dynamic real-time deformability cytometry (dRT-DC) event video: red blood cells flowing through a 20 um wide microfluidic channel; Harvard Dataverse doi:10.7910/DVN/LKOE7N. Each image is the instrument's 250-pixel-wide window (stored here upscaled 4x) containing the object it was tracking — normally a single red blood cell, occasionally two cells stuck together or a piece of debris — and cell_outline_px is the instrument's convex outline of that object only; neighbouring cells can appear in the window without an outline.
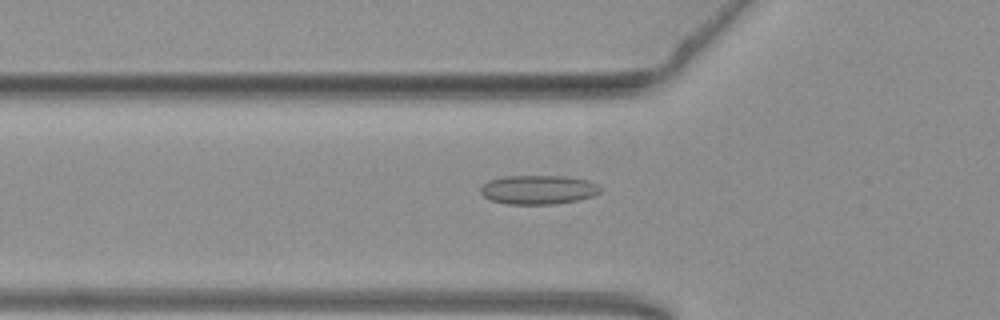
{"species": "common noctule bat (a hibernating species)", "species_latin": "Nyctalus noctula", "temperature_condition": "warm", "stored_images_in_passage": 54, "camera_frame_rate_fps": 3000, "um_per_image_px": 0.085, "animal": {"sex": "female", "body_mass_g": 19.3, "forearm_length_mm": 54.1}, "frame": {"image": 1, "passage_image": 19, "time_ms": 6.0, "image_size_px": [1000, 320], "cell_outline_px": [[604, 188], [600, 192], [592, 196], [576, 200], [552, 204], [508, 204], [492, 200], [484, 196], [480, 192], [480, 188], [488, 180], [504, 176], [568, 176], [588, 180], [600, 184]], "centroid_in_image_um": [45.8, 16.11], "position_along_channel_um": 80.0, "area_um2": 20.4}}
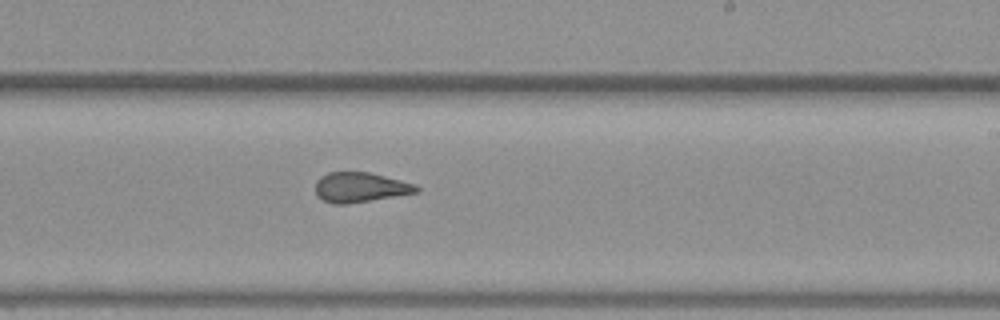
{"frame": {"image": 2, "passage_image": 33, "time_ms": 10.667, "image_size_px": [1000, 320], "cell_outline_px": [[420, 192], [348, 204], [332, 204], [316, 196], [316, 180], [320, 176], [328, 172], [368, 172], [416, 184], [420, 188]], "centroid_in_image_um": [30.61, 15.93], "position_along_channel_um": 258.4, "area_um2": 17.69}}
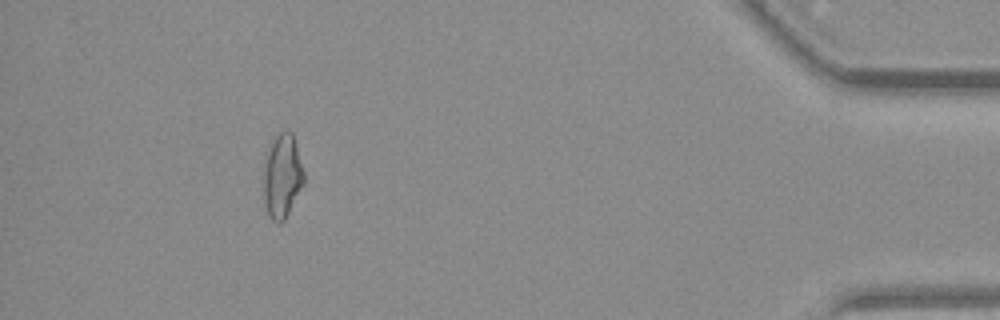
{"frame": {"image": 3, "passage_image": 50, "time_ms": 16.333, "image_size_px": [1000, 320], "cell_outline_px": [[304, 184], [284, 220], [280, 224], [276, 224], [268, 216], [264, 204], [264, 160], [272, 136], [276, 132], [284, 128], [292, 132], [304, 172]], "centroid_in_image_um": [23.97, 14.92], "position_along_channel_um": 411.2, "area_um2": 20.23}, "authors_computed_cell_mechanics": {"area_um2": 18.8428, "velocity_mm_per_s": 3.813, "shape_relaxation_time_tau1_ms": null, "shape_relaxation_time_tau2_ms": 1.4081, "deformation_change_tau1": null, "deformation_change_tau2": 0.0834}}